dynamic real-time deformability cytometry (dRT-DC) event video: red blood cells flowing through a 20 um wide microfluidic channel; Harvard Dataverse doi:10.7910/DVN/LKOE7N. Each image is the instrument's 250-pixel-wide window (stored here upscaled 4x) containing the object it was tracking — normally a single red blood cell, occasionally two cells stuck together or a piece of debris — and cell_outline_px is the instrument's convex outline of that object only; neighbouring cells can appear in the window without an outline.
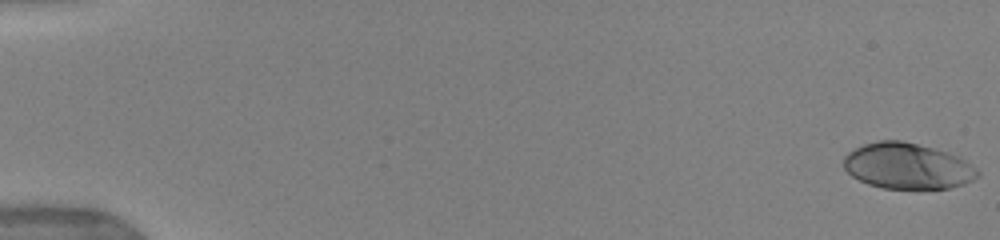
{"species": "human", "species_latin": "Homo sapiens", "temperature_condition": "warm", "stored_images_in_passage": 52, "camera_frame_rate_fps": 3000, "um_per_image_px": 0.085, "donor": {"sex": "female"}, "frame": {"image": 1, "passage_image": 1, "time_ms": 0.0, "image_size_px": [1000, 240], "cell_outline_px": [[980, 176], [964, 184], [948, 188], [884, 188], [868, 184], [852, 176], [844, 168], [844, 156], [848, 152], [864, 144], [880, 140], [900, 140], [948, 152], [964, 160], [976, 168], [980, 172]], "centroid_in_image_um": [77.13, 14.11], "position_along_channel_um": 7.9, "area_um2": 35.49}}
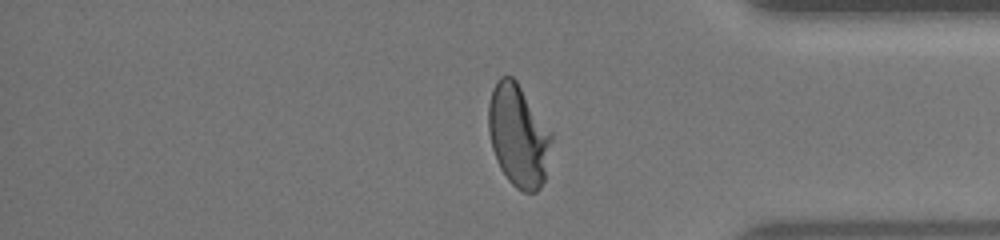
{"frame": {"image": 2, "passage_image": 44, "time_ms": 14.333, "image_size_px": [1000, 240], "cell_outline_px": [[552, 140], [544, 180], [540, 188], [536, 192], [524, 192], [516, 188], [508, 180], [500, 168], [496, 160], [492, 148], [488, 132], [488, 104], [492, 88], [496, 80], [500, 76], [512, 76], [516, 80], [552, 132]], "centroid_in_image_um": [44.04, 11.51], "position_along_channel_um": 391.2, "area_um2": 37.74}}
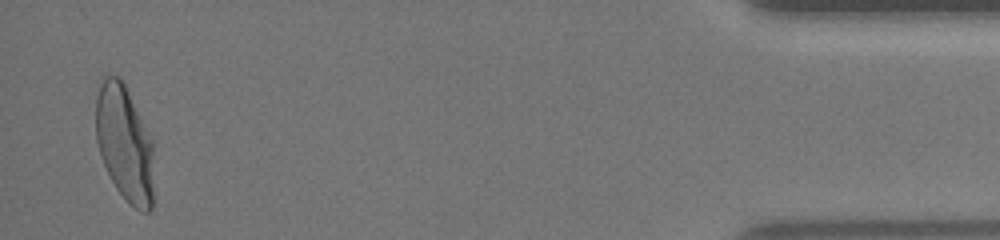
{"frame": {"image": 3, "passage_image": 51, "time_ms": 16.667, "image_size_px": [1000, 240], "cell_outline_px": [[152, 208], [148, 212], [140, 212], [128, 204], [116, 188], [104, 164], [96, 140], [96, 96], [100, 84], [104, 76], [120, 76], [152, 140]], "centroid_in_image_um": [10.57, 12.21], "position_along_channel_um": 424.6, "area_um2": 38.73}, "authors_computed_cell_mechanics": {"area_um2": 35.9805, "velocity_mm_per_s": 3.9513, "shape_relaxation_time_tau1_ms": 3.8028, "shape_relaxation_time_tau2_ms": null, "deformation_change_tau1": 0.1908, "deformation_change_tau2": null}}